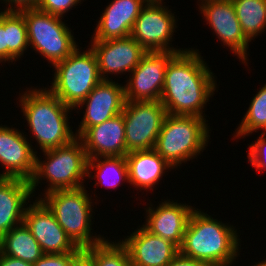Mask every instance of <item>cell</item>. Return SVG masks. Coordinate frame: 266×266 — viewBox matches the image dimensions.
<instances>
[{"mask_svg": "<svg viewBox=\"0 0 266 266\" xmlns=\"http://www.w3.org/2000/svg\"><path fill=\"white\" fill-rule=\"evenodd\" d=\"M198 50L184 49L168 63L160 102L167 114L204 118L216 80Z\"/></svg>", "mask_w": 266, "mask_h": 266, "instance_id": "6da1fadb", "label": "cell"}, {"mask_svg": "<svg viewBox=\"0 0 266 266\" xmlns=\"http://www.w3.org/2000/svg\"><path fill=\"white\" fill-rule=\"evenodd\" d=\"M237 234L234 227L195 209L188 220L179 252L210 266H229L239 254Z\"/></svg>", "mask_w": 266, "mask_h": 266, "instance_id": "7a4b0ae2", "label": "cell"}, {"mask_svg": "<svg viewBox=\"0 0 266 266\" xmlns=\"http://www.w3.org/2000/svg\"><path fill=\"white\" fill-rule=\"evenodd\" d=\"M48 89H29L19 99L30 132L42 151L65 146L77 138L68 124L67 115L73 108Z\"/></svg>", "mask_w": 266, "mask_h": 266, "instance_id": "3957f363", "label": "cell"}, {"mask_svg": "<svg viewBox=\"0 0 266 266\" xmlns=\"http://www.w3.org/2000/svg\"><path fill=\"white\" fill-rule=\"evenodd\" d=\"M208 127L205 118L167 114L154 150L171 167L180 166L203 152L210 137Z\"/></svg>", "mask_w": 266, "mask_h": 266, "instance_id": "277c9868", "label": "cell"}, {"mask_svg": "<svg viewBox=\"0 0 266 266\" xmlns=\"http://www.w3.org/2000/svg\"><path fill=\"white\" fill-rule=\"evenodd\" d=\"M85 187L56 190L40 200L53 213L72 242L82 250L99 244L105 237L91 236L92 200Z\"/></svg>", "mask_w": 266, "mask_h": 266, "instance_id": "5b68a950", "label": "cell"}, {"mask_svg": "<svg viewBox=\"0 0 266 266\" xmlns=\"http://www.w3.org/2000/svg\"><path fill=\"white\" fill-rule=\"evenodd\" d=\"M43 152L46 161H41L36 155L35 172L30 180L32 194L43 178L49 182L44 194L83 187L82 181L87 176L88 157L79 138L65 146Z\"/></svg>", "mask_w": 266, "mask_h": 266, "instance_id": "8992f818", "label": "cell"}, {"mask_svg": "<svg viewBox=\"0 0 266 266\" xmlns=\"http://www.w3.org/2000/svg\"><path fill=\"white\" fill-rule=\"evenodd\" d=\"M50 91L67 106L75 109L102 80L97 58L92 49L80 52L76 48L70 56L56 63Z\"/></svg>", "mask_w": 266, "mask_h": 266, "instance_id": "52a82bcc", "label": "cell"}, {"mask_svg": "<svg viewBox=\"0 0 266 266\" xmlns=\"http://www.w3.org/2000/svg\"><path fill=\"white\" fill-rule=\"evenodd\" d=\"M30 48L39 52L54 66L63 61L78 47L71 30L61 17L36 8L22 9Z\"/></svg>", "mask_w": 266, "mask_h": 266, "instance_id": "ba28073f", "label": "cell"}, {"mask_svg": "<svg viewBox=\"0 0 266 266\" xmlns=\"http://www.w3.org/2000/svg\"><path fill=\"white\" fill-rule=\"evenodd\" d=\"M127 154L154 149L167 115L160 101H126L122 110Z\"/></svg>", "mask_w": 266, "mask_h": 266, "instance_id": "9c48e42d", "label": "cell"}, {"mask_svg": "<svg viewBox=\"0 0 266 266\" xmlns=\"http://www.w3.org/2000/svg\"><path fill=\"white\" fill-rule=\"evenodd\" d=\"M163 0H148L140 10L130 36L146 51H176L168 45L176 28L173 13L162 4ZM166 7V8H165Z\"/></svg>", "mask_w": 266, "mask_h": 266, "instance_id": "30bf717a", "label": "cell"}, {"mask_svg": "<svg viewBox=\"0 0 266 266\" xmlns=\"http://www.w3.org/2000/svg\"><path fill=\"white\" fill-rule=\"evenodd\" d=\"M176 51H147L125 86L126 101H160L165 71Z\"/></svg>", "mask_w": 266, "mask_h": 266, "instance_id": "8fae6325", "label": "cell"}, {"mask_svg": "<svg viewBox=\"0 0 266 266\" xmlns=\"http://www.w3.org/2000/svg\"><path fill=\"white\" fill-rule=\"evenodd\" d=\"M27 206L23 222L39 243L44 254L83 252L67 236L53 213L39 199Z\"/></svg>", "mask_w": 266, "mask_h": 266, "instance_id": "7c38bea8", "label": "cell"}, {"mask_svg": "<svg viewBox=\"0 0 266 266\" xmlns=\"http://www.w3.org/2000/svg\"><path fill=\"white\" fill-rule=\"evenodd\" d=\"M211 30H214L223 45L230 47L247 65V49L250 42L242 32L232 0L208 1L199 6Z\"/></svg>", "mask_w": 266, "mask_h": 266, "instance_id": "4fadbf2b", "label": "cell"}, {"mask_svg": "<svg viewBox=\"0 0 266 266\" xmlns=\"http://www.w3.org/2000/svg\"><path fill=\"white\" fill-rule=\"evenodd\" d=\"M125 99V86L111 80H101L91 93L76 107L83 108L86 104V110L83 119L78 125L76 137L79 138L89 127L103 123L122 113Z\"/></svg>", "mask_w": 266, "mask_h": 266, "instance_id": "5bb4252c", "label": "cell"}, {"mask_svg": "<svg viewBox=\"0 0 266 266\" xmlns=\"http://www.w3.org/2000/svg\"><path fill=\"white\" fill-rule=\"evenodd\" d=\"M91 41L90 46L96 55L102 80H110L106 77L108 73L116 75L132 72L147 52L131 36Z\"/></svg>", "mask_w": 266, "mask_h": 266, "instance_id": "9a60e30c", "label": "cell"}, {"mask_svg": "<svg viewBox=\"0 0 266 266\" xmlns=\"http://www.w3.org/2000/svg\"><path fill=\"white\" fill-rule=\"evenodd\" d=\"M24 136L13 127L0 125V163L6 168L0 177L32 179L37 152Z\"/></svg>", "mask_w": 266, "mask_h": 266, "instance_id": "2e32d148", "label": "cell"}, {"mask_svg": "<svg viewBox=\"0 0 266 266\" xmlns=\"http://www.w3.org/2000/svg\"><path fill=\"white\" fill-rule=\"evenodd\" d=\"M172 201H164L157 208L146 210V224L142 225L151 234L162 237L178 248L183 243L184 233L194 207Z\"/></svg>", "mask_w": 266, "mask_h": 266, "instance_id": "e0dca14e", "label": "cell"}, {"mask_svg": "<svg viewBox=\"0 0 266 266\" xmlns=\"http://www.w3.org/2000/svg\"><path fill=\"white\" fill-rule=\"evenodd\" d=\"M125 124L123 113L89 127L79 139L88 159L96 157L126 156Z\"/></svg>", "mask_w": 266, "mask_h": 266, "instance_id": "ac0fdd59", "label": "cell"}, {"mask_svg": "<svg viewBox=\"0 0 266 266\" xmlns=\"http://www.w3.org/2000/svg\"><path fill=\"white\" fill-rule=\"evenodd\" d=\"M128 250L132 266H167L179 248L143 226L121 242Z\"/></svg>", "mask_w": 266, "mask_h": 266, "instance_id": "d6986e66", "label": "cell"}, {"mask_svg": "<svg viewBox=\"0 0 266 266\" xmlns=\"http://www.w3.org/2000/svg\"><path fill=\"white\" fill-rule=\"evenodd\" d=\"M148 0H112L95 28L92 40L129 37L140 10Z\"/></svg>", "mask_w": 266, "mask_h": 266, "instance_id": "ffe728a7", "label": "cell"}, {"mask_svg": "<svg viewBox=\"0 0 266 266\" xmlns=\"http://www.w3.org/2000/svg\"><path fill=\"white\" fill-rule=\"evenodd\" d=\"M31 194L30 181L0 177V238L23 222Z\"/></svg>", "mask_w": 266, "mask_h": 266, "instance_id": "44dd1931", "label": "cell"}, {"mask_svg": "<svg viewBox=\"0 0 266 266\" xmlns=\"http://www.w3.org/2000/svg\"><path fill=\"white\" fill-rule=\"evenodd\" d=\"M128 182L142 190L153 189L164 171L174 169L154 149L132 151L126 156Z\"/></svg>", "mask_w": 266, "mask_h": 266, "instance_id": "7402d4cb", "label": "cell"}, {"mask_svg": "<svg viewBox=\"0 0 266 266\" xmlns=\"http://www.w3.org/2000/svg\"><path fill=\"white\" fill-rule=\"evenodd\" d=\"M0 252L31 264L38 261L44 254L24 222L15 226L0 238Z\"/></svg>", "mask_w": 266, "mask_h": 266, "instance_id": "603a6c76", "label": "cell"}, {"mask_svg": "<svg viewBox=\"0 0 266 266\" xmlns=\"http://www.w3.org/2000/svg\"><path fill=\"white\" fill-rule=\"evenodd\" d=\"M90 169L96 170V175L91 176ZM87 177H96L98 180L95 183L96 186L100 184L108 188H117L121 181H128V166L125 156L88 159Z\"/></svg>", "mask_w": 266, "mask_h": 266, "instance_id": "cb8c5ba5", "label": "cell"}, {"mask_svg": "<svg viewBox=\"0 0 266 266\" xmlns=\"http://www.w3.org/2000/svg\"><path fill=\"white\" fill-rule=\"evenodd\" d=\"M245 37L251 42L266 29V0H232Z\"/></svg>", "mask_w": 266, "mask_h": 266, "instance_id": "d4e9b609", "label": "cell"}, {"mask_svg": "<svg viewBox=\"0 0 266 266\" xmlns=\"http://www.w3.org/2000/svg\"><path fill=\"white\" fill-rule=\"evenodd\" d=\"M83 255L93 266H132L128 250L120 241L114 243L105 239L99 244L85 248Z\"/></svg>", "mask_w": 266, "mask_h": 266, "instance_id": "484cf974", "label": "cell"}, {"mask_svg": "<svg viewBox=\"0 0 266 266\" xmlns=\"http://www.w3.org/2000/svg\"><path fill=\"white\" fill-rule=\"evenodd\" d=\"M7 61H16L27 50V26L20 11H5Z\"/></svg>", "mask_w": 266, "mask_h": 266, "instance_id": "4316f807", "label": "cell"}, {"mask_svg": "<svg viewBox=\"0 0 266 266\" xmlns=\"http://www.w3.org/2000/svg\"><path fill=\"white\" fill-rule=\"evenodd\" d=\"M266 131V84L252 98L249 108L244 115L241 124L236 129L234 138L247 136L254 131Z\"/></svg>", "mask_w": 266, "mask_h": 266, "instance_id": "83f0119b", "label": "cell"}, {"mask_svg": "<svg viewBox=\"0 0 266 266\" xmlns=\"http://www.w3.org/2000/svg\"><path fill=\"white\" fill-rule=\"evenodd\" d=\"M80 2L81 0H39L36 9L63 18V14Z\"/></svg>", "mask_w": 266, "mask_h": 266, "instance_id": "f1b7e54d", "label": "cell"}, {"mask_svg": "<svg viewBox=\"0 0 266 266\" xmlns=\"http://www.w3.org/2000/svg\"><path fill=\"white\" fill-rule=\"evenodd\" d=\"M83 252H67L64 254H43L33 266H73Z\"/></svg>", "mask_w": 266, "mask_h": 266, "instance_id": "f546056e", "label": "cell"}, {"mask_svg": "<svg viewBox=\"0 0 266 266\" xmlns=\"http://www.w3.org/2000/svg\"><path fill=\"white\" fill-rule=\"evenodd\" d=\"M266 132L262 133L256 142L249 146L248 161L259 172L266 170ZM261 170V171H260Z\"/></svg>", "mask_w": 266, "mask_h": 266, "instance_id": "4dcf8cb0", "label": "cell"}, {"mask_svg": "<svg viewBox=\"0 0 266 266\" xmlns=\"http://www.w3.org/2000/svg\"><path fill=\"white\" fill-rule=\"evenodd\" d=\"M7 61V38L5 31V10L0 12V62Z\"/></svg>", "mask_w": 266, "mask_h": 266, "instance_id": "1f68e13d", "label": "cell"}, {"mask_svg": "<svg viewBox=\"0 0 266 266\" xmlns=\"http://www.w3.org/2000/svg\"><path fill=\"white\" fill-rule=\"evenodd\" d=\"M167 266H210L209 264L191 259L182 255L180 252L169 262Z\"/></svg>", "mask_w": 266, "mask_h": 266, "instance_id": "d6a6232c", "label": "cell"}, {"mask_svg": "<svg viewBox=\"0 0 266 266\" xmlns=\"http://www.w3.org/2000/svg\"><path fill=\"white\" fill-rule=\"evenodd\" d=\"M2 1H4L5 3L8 2L7 4L9 7H7L5 11H20L22 9L36 8L39 0H2Z\"/></svg>", "mask_w": 266, "mask_h": 266, "instance_id": "836d02e7", "label": "cell"}, {"mask_svg": "<svg viewBox=\"0 0 266 266\" xmlns=\"http://www.w3.org/2000/svg\"><path fill=\"white\" fill-rule=\"evenodd\" d=\"M0 266H33V264L4 255L0 252Z\"/></svg>", "mask_w": 266, "mask_h": 266, "instance_id": "e575fe53", "label": "cell"}, {"mask_svg": "<svg viewBox=\"0 0 266 266\" xmlns=\"http://www.w3.org/2000/svg\"><path fill=\"white\" fill-rule=\"evenodd\" d=\"M73 266H93V264L82 255Z\"/></svg>", "mask_w": 266, "mask_h": 266, "instance_id": "d590c367", "label": "cell"}, {"mask_svg": "<svg viewBox=\"0 0 266 266\" xmlns=\"http://www.w3.org/2000/svg\"><path fill=\"white\" fill-rule=\"evenodd\" d=\"M254 266H266V260L264 261H261V262H258V264L256 263V265Z\"/></svg>", "mask_w": 266, "mask_h": 266, "instance_id": "8d00e7d4", "label": "cell"}, {"mask_svg": "<svg viewBox=\"0 0 266 266\" xmlns=\"http://www.w3.org/2000/svg\"><path fill=\"white\" fill-rule=\"evenodd\" d=\"M201 1H202V3H200V4H203V3L208 2V1H215V0H201Z\"/></svg>", "mask_w": 266, "mask_h": 266, "instance_id": "74e56055", "label": "cell"}]
</instances>
